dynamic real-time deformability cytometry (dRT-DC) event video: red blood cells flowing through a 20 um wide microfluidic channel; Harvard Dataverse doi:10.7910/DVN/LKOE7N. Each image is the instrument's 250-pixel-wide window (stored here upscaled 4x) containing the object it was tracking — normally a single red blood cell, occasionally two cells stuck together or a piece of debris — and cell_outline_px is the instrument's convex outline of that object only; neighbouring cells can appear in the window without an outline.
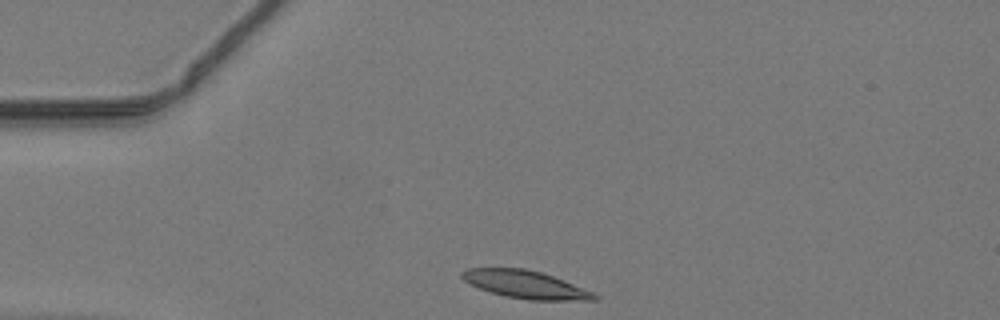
{"species": "common noctule bat (a hibernating species)", "species_latin": "Nyctalus noctula", "temperature_condition": "warm", "stored_images_in_passage": 37, "camera_frame_rate_fps": 3000, "um_per_image_px": 0.085, "animal": {"sex": "male", "body_mass_g": 19.2, "forearm_length_mm": 51.8}, "frame": {"image": 1, "passage_image": 1, "time_ms": 0.0, "image_size_px": [1000, 320], "cell_outline_px": [[600, 296], [596, 300], [528, 300], [504, 296], [468, 284], [460, 276], [460, 272], [468, 268], [524, 268], [540, 272], [564, 280], [592, 292]], "centroid_in_image_um": [44.64, 24.18], "position_along_channel_um": 40.4, "area_um2": 21.33}}
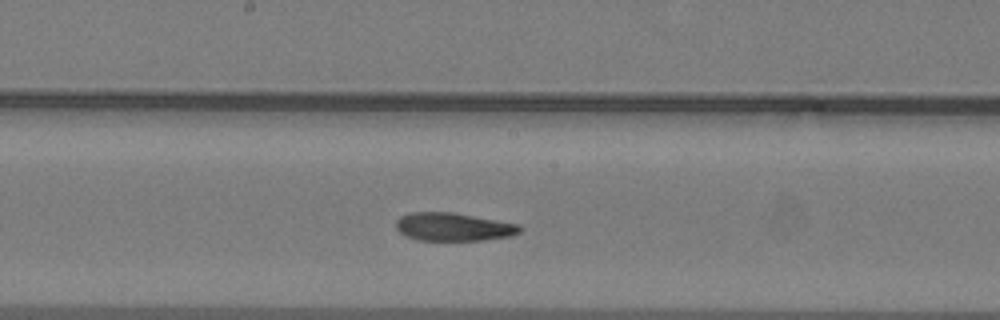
{"frame": {"image": 2, "passage_image": 15, "time_ms": 4.667, "image_size_px": [1000, 320], "cell_outline_px": [[524, 228], [520, 232], [512, 236], [484, 240], [416, 240], [400, 232], [396, 228], [396, 220], [400, 216], [408, 212], [452, 212], [516, 224]], "centroid_in_image_um": [38.52, 19.28], "position_along_channel_um": 209.7, "area_um2": 20.23}}
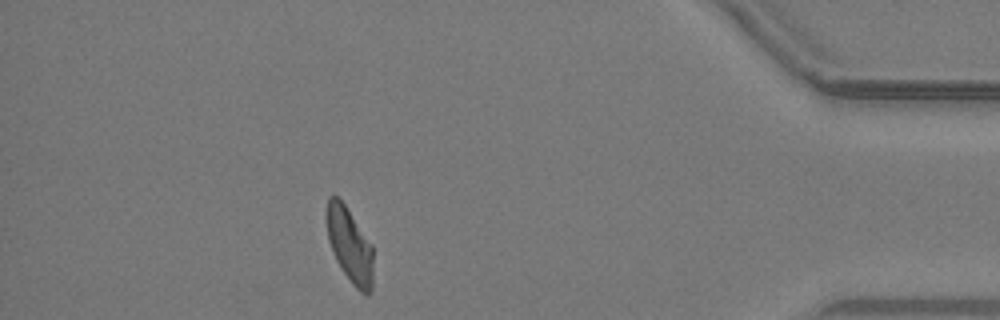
{"frame": {"image": 3, "passage_image": 32, "time_ms": 10.333, "image_size_px": [1000, 320], "cell_outline_px": [[372, 292], [368, 296], [360, 292], [352, 284], [336, 260], [328, 240], [324, 216], [324, 212], [328, 196], [336, 196], [344, 204], [372, 244]], "centroid_in_image_um": [29.69, 20.82], "position_along_channel_um": 405.5, "area_um2": 20.52}}